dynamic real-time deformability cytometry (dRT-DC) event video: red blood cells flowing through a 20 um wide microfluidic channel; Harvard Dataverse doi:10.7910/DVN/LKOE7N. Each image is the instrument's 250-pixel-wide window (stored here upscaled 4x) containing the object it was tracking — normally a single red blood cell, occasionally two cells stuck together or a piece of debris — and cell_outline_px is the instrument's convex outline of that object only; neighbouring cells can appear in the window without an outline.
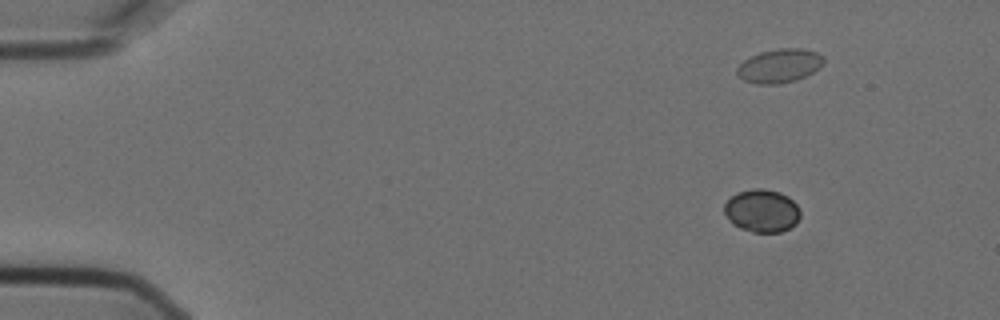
{"species": "Egyptian fruit bat (a non-hibernating species)", "species_latin": "Rousettus aegyptiacus", "temperature_condition": "cold", "stored_images_in_passage": 4, "camera_frame_rate_fps": 3000, "um_per_image_px": 0.085, "animal": {"sex": "female"}, "frame": {"image": 1, "passage_image": 1, "time_ms": 0.0, "image_size_px": [1000, 320], "cell_outline_px": [[800, 216], [796, 224], [780, 232], [752, 232], [740, 228], [732, 224], [728, 220], [724, 212], [724, 204], [736, 192], [752, 188], [764, 188], [780, 192], [788, 196], [800, 208]], "centroid_in_image_um": [64.75, 17.9], "position_along_channel_um": 20.3, "area_um2": 19.19}}